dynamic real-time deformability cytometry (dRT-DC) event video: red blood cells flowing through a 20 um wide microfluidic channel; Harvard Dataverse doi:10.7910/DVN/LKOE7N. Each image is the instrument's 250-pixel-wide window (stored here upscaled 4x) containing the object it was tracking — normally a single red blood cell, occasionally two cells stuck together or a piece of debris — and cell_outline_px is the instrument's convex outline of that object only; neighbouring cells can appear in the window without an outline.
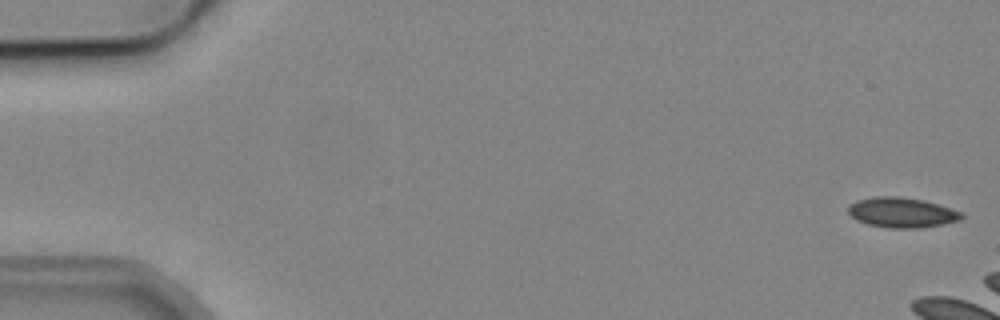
{"species": "common noctule bat (a hibernating species)", "species_latin": "Nyctalus noctula", "temperature_condition": "cold", "stored_images_in_passage": 4, "camera_frame_rate_fps": 3000, "um_per_image_px": 0.085, "animal": {"sex": "male", "body_mass_g": 19.2, "forearm_length_mm": 51.8}, "frame": {"image": 1, "passage_image": 1, "time_ms": 0.0, "image_size_px": [1000, 320], "cell_outline_px": [[964, 216], [960, 220], [920, 228], [892, 228], [868, 224], [856, 220], [848, 212], [848, 204], [856, 200], [876, 196], [900, 196], [924, 200], [964, 212]], "centroid_in_image_um": [76.65, 18.05], "position_along_channel_um": 8.4, "area_um2": 19.94}}